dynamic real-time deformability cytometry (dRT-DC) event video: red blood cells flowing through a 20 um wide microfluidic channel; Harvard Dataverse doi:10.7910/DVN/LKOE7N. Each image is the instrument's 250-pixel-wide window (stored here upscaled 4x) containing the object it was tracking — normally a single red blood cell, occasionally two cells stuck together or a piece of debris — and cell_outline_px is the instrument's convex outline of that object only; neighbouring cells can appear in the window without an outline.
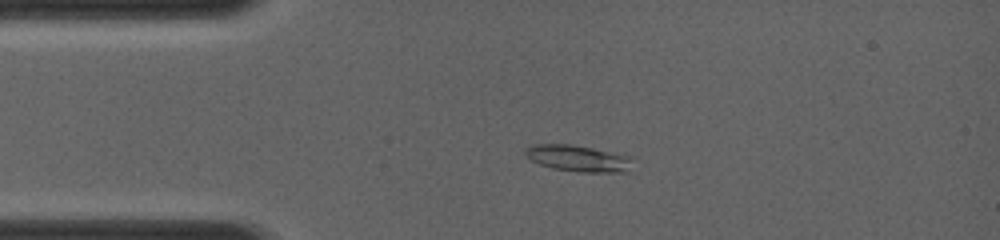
{"species": "common noctule bat (a hibernating species)", "species_latin": "Nyctalus noctula", "temperature_condition": "room temperature", "stored_images_in_passage": 53, "camera_frame_rate_fps": 4000, "um_per_image_px": 0.085, "animal": {"sex": "female", "body_mass_g": 19.0, "forearm_length_mm": 56.7}, "frame": {"image": 1, "passage_image": 12, "time_ms": 2.75, "image_size_px": [1000, 240], "cell_outline_px": [[632, 156], [628, 172], [580, 172], [552, 168], [540, 164], [532, 160], [524, 152], [532, 144], [572, 144]], "centroid_in_image_um": [49.16, 13.46], "position_along_channel_um": 35.8, "area_um2": 16.36}}
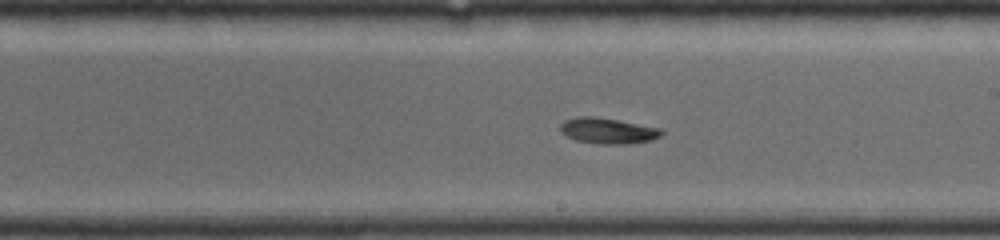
{"frame": {"image": 2, "passage_image": 31, "time_ms": 7.5, "image_size_px": [1000, 240], "cell_outline_px": [[664, 132], [660, 136], [652, 140], [628, 144], [596, 144], [576, 140], [564, 136], [560, 132], [560, 124], [564, 120], [576, 116], [592, 116], [616, 120], [660, 128]], "centroid_in_image_um": [51.61, 11.12], "position_along_channel_um": 237.4, "area_um2": 15.32}}
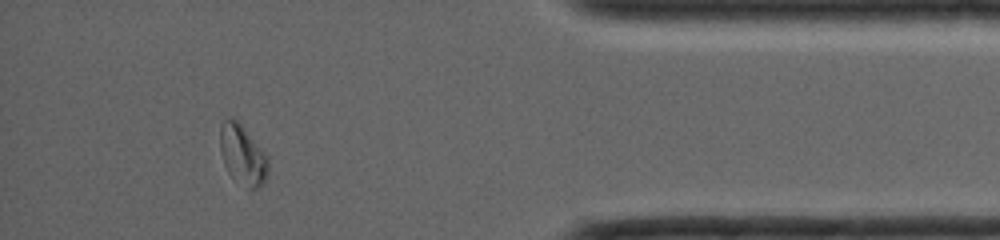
{"frame": {"image": 3, "passage_image": 48, "time_ms": 11.75, "image_size_px": [1000, 240], "cell_outline_px": [[268, 176], [264, 184], [260, 188], [252, 192], [232, 180], [224, 164], [220, 148], [220, 124], [224, 120], [232, 116], [240, 124], [268, 156]], "centroid_in_image_um": [20.63, 13.25], "position_along_channel_um": 414.6, "area_um2": 17.28}}